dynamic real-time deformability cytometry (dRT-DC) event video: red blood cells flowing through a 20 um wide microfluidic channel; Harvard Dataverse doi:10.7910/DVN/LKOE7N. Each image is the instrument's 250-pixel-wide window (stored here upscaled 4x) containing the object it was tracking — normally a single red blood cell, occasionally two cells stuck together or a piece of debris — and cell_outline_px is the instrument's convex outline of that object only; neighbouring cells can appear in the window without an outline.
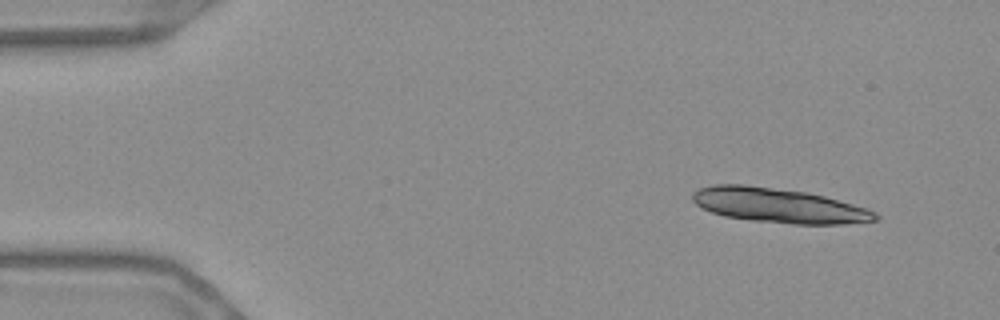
{"species": "Egyptian fruit bat (a non-hibernating species)", "species_latin": "Rousettus aegyptiacus", "temperature_condition": "warm", "stored_images_in_passage": 11, "camera_frame_rate_fps": 3000, "um_per_image_px": 0.085, "frame": {"image": 1, "passage_image": 1, "time_ms": 0.0, "image_size_px": [1000, 320], "cell_outline_px": [[880, 216], [876, 220], [844, 224], [792, 224], [752, 220], [724, 216], [700, 208], [692, 200], [692, 192], [700, 188], [712, 184], [744, 184], [804, 192], [824, 196], [852, 204], [876, 212]], "centroid_in_image_um": [66.14, 17.46], "position_along_channel_um": 18.9, "area_um2": 36.7}}